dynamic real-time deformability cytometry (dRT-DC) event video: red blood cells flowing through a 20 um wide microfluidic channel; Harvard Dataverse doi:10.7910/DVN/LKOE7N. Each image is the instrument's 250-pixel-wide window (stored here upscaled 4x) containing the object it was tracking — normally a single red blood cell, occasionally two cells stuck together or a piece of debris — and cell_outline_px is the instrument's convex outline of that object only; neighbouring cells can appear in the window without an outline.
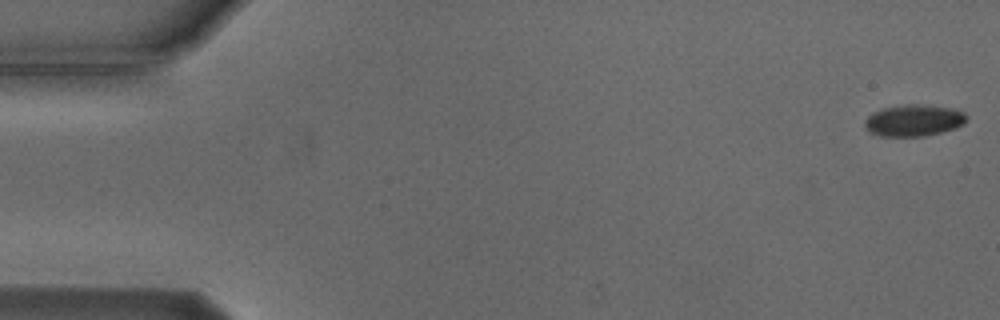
{"species": "Egyptian fruit bat (a non-hibernating species)", "species_latin": "Rousettus aegyptiacus", "temperature_condition": "cold", "stored_images_in_passage": 6, "camera_frame_rate_fps": 3000, "um_per_image_px": 0.085, "animal": {"sex": "male"}, "frame": {"image": 1, "passage_image": 1, "time_ms": 0.0, "image_size_px": [1000, 320], "cell_outline_px": [[968, 116], [964, 124], [956, 128], [924, 136], [880, 136], [872, 132], [864, 124], [864, 120], [872, 112], [884, 108], [904, 104], [916, 104], [952, 108], [964, 112]], "centroid_in_image_um": [77.69, 10.23], "position_along_channel_um": 7.3, "area_um2": 18.67}}
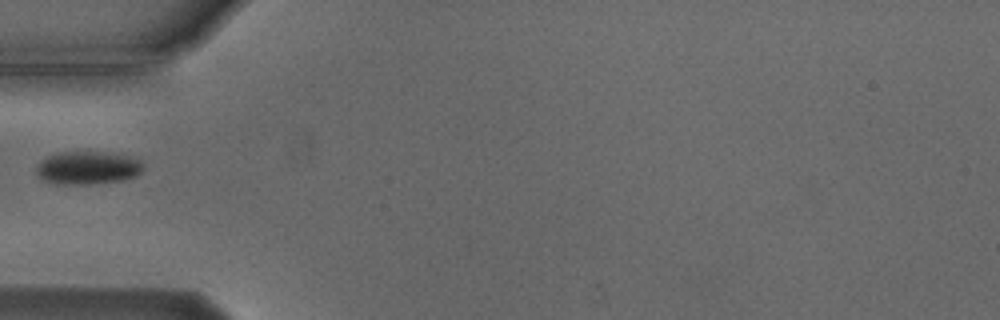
{"frame": {"image": 2, "passage_image": 5, "time_ms": 5.667, "image_size_px": [1000, 320], "cell_outline_px": [[144, 168], [136, 176], [124, 180], [96, 184], [56, 184], [44, 180], [36, 172], [36, 168], [48, 156], [60, 152], [104, 152], [132, 156], [140, 160], [144, 164]], "centroid_in_image_um": [7.52, 14.27], "position_along_channel_um": 77.5, "area_um2": 20.63}}
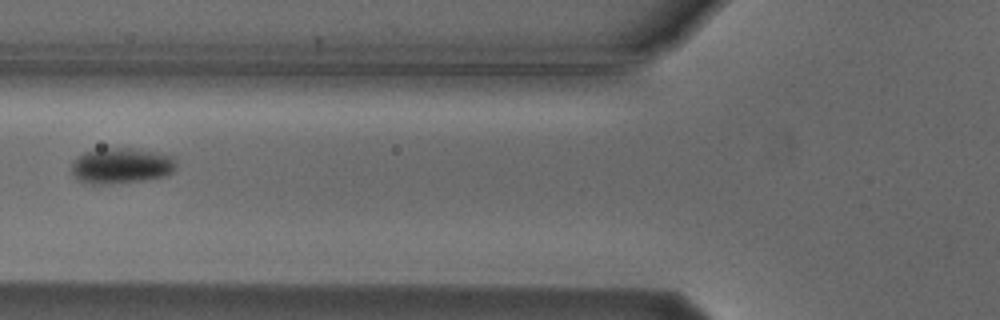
{"frame": {"image": 3, "passage_image": 6, "time_ms": 6.667, "image_size_px": [1000, 320], "cell_outline_px": [[176, 168], [172, 172], [164, 176], [144, 180], [92, 184], [80, 180], [72, 176], [72, 164], [76, 156], [84, 152], [100, 148], [132, 148], [156, 152], [176, 156]], "centroid_in_image_um": [10.32, 14.06], "position_along_channel_um": 115.5, "area_um2": 21.79}}